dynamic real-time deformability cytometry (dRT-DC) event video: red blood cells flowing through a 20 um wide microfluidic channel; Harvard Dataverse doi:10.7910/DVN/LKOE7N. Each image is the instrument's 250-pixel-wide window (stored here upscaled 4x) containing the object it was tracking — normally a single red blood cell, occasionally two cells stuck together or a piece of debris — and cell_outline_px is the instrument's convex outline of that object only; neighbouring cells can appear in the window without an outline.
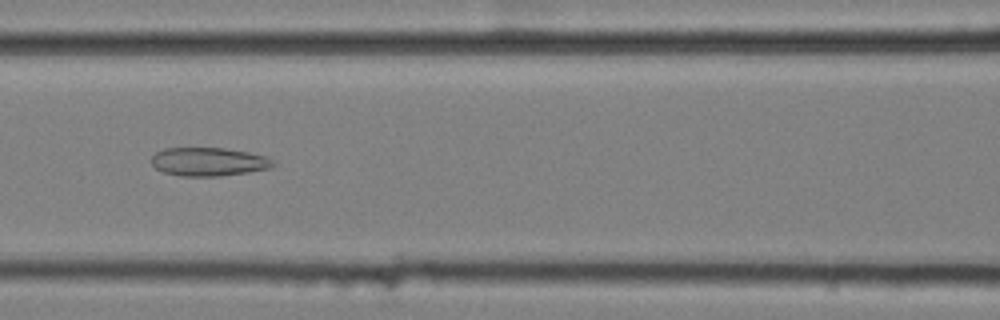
{"species": "common noctule bat (a hibernating species)", "species_latin": "Nyctalus noctula", "temperature_condition": "cold", "stored_images_in_passage": 9, "camera_frame_rate_fps": 3000, "um_per_image_px": 0.085, "animal": {"sex": "female", "body_mass_g": 25.1}, "frame": {"image": 1, "passage_image": 7, "time_ms": 2.0, "image_size_px": [1000, 320], "cell_outline_px": [[276, 164], [272, 168], [248, 172], [220, 176], [180, 176], [164, 172], [156, 168], [152, 164], [152, 156], [156, 152], [164, 148], [224, 148], [248, 152], [264, 156], [272, 160]], "centroid_in_image_um": [17.74, 13.75], "position_along_channel_um": 148.9, "area_um2": 20.17}}
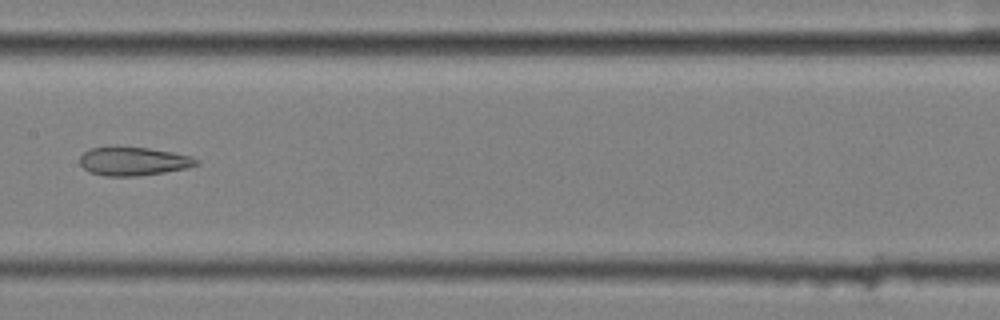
{"frame": {"image": 2, "passage_image": 8, "time_ms": 2.333, "image_size_px": [1000, 320], "cell_outline_px": [[200, 164], [188, 168], [164, 172], [136, 176], [104, 176], [88, 172], [80, 164], [80, 156], [84, 152], [92, 148], [112, 144], [148, 148], [172, 152], [192, 156], [200, 160]], "centroid_in_image_um": [11.33, 13.68], "position_along_channel_um": 196.1, "area_um2": 20.0}}
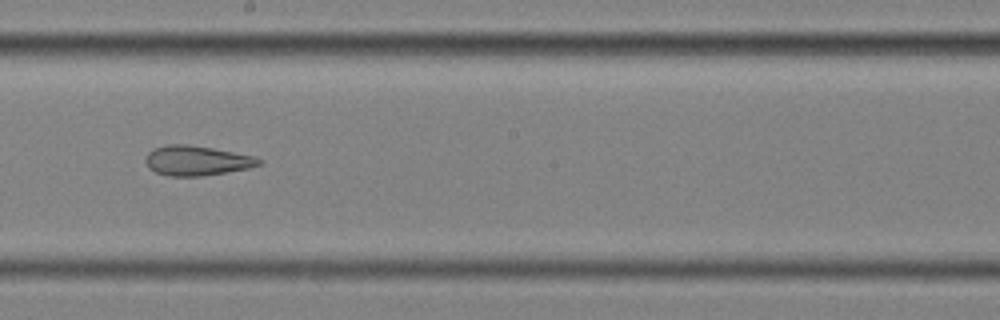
{"frame": {"image": 3, "passage_image": 9, "time_ms": 2.667, "image_size_px": [1000, 320], "cell_outline_px": [[264, 164], [248, 168], [204, 176], [168, 176], [156, 172], [148, 168], [144, 160], [148, 152], [152, 148], [168, 144], [188, 144], [212, 148], [256, 156], [264, 160]], "centroid_in_image_um": [16.73, 13.65], "position_along_channel_um": 231.5, "area_um2": 20.0}}